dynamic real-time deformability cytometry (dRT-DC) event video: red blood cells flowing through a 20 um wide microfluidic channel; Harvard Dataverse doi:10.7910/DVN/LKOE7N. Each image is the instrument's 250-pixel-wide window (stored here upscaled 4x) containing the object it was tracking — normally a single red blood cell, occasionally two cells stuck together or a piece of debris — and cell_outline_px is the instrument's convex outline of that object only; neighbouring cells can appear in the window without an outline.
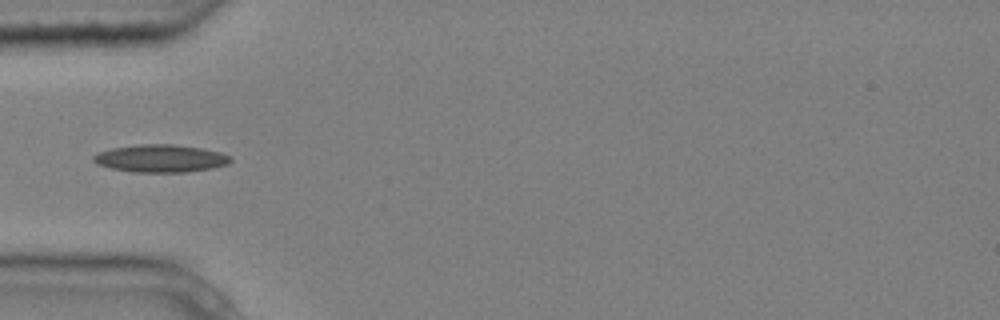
{"species": "common noctule bat (a hibernating species)", "species_latin": "Nyctalus noctula", "temperature_condition": "cold", "stored_images_in_passage": 5, "camera_frame_rate_fps": 3000, "um_per_image_px": 0.085, "animal": {"sex": "male", "body_mass_g": 20.4}, "frame": {"image": 1, "passage_image": 5, "time_ms": 1.333, "image_size_px": [1000, 320], "cell_outline_px": [[232, 160], [228, 164], [212, 168], [184, 172], [132, 172], [112, 168], [96, 164], [92, 160], [92, 156], [100, 152], [112, 148], [140, 144], [172, 144], [200, 148], [220, 152], [232, 156]], "centroid_in_image_um": [13.66, 13.47], "position_along_channel_um": 71.3, "area_um2": 22.02}}